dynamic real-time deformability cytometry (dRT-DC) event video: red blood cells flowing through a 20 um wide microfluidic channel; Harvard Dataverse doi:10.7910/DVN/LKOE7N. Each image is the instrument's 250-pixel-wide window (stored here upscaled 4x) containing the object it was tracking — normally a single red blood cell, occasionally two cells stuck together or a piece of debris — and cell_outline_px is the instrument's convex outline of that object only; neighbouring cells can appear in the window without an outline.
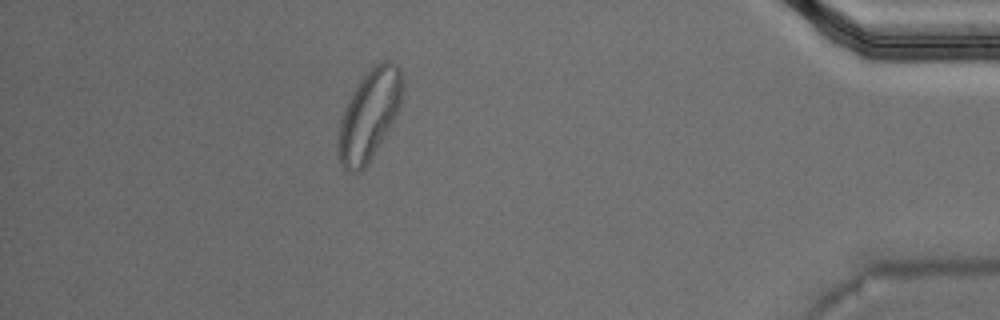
{"species": "Egyptian fruit bat (a non-hibernating species)", "species_latin": "Rousettus aegyptiacus", "temperature_condition": "warm", "stored_images_in_passage": 45, "camera_frame_rate_fps": 3000, "um_per_image_px": 0.085, "animal": {"sex": "male"}, "frame": {"image": 1, "passage_image": 39, "time_ms": 12.667, "image_size_px": [1000, 320], "cell_outline_px": [[404, 88], [400, 104], [396, 116], [372, 156], [364, 168], [360, 172], [352, 172], [344, 168], [340, 164], [336, 144], [340, 120], [344, 108], [348, 100], [360, 80], [372, 64], [380, 60], [392, 60], [400, 68]], "centroid_in_image_um": [31.37, 9.73], "position_along_channel_um": 403.8, "area_um2": 33.93}, "authors_computed_cell_mechanics": {"area_um2": 22.7154, "velocity_mm_per_s": 3.732, "shape_relaxation_time_tau1_ms": null, "shape_relaxation_time_tau2_ms": 2.533, "deformation_change_tau1": null, "deformation_change_tau2": 0.0726}}